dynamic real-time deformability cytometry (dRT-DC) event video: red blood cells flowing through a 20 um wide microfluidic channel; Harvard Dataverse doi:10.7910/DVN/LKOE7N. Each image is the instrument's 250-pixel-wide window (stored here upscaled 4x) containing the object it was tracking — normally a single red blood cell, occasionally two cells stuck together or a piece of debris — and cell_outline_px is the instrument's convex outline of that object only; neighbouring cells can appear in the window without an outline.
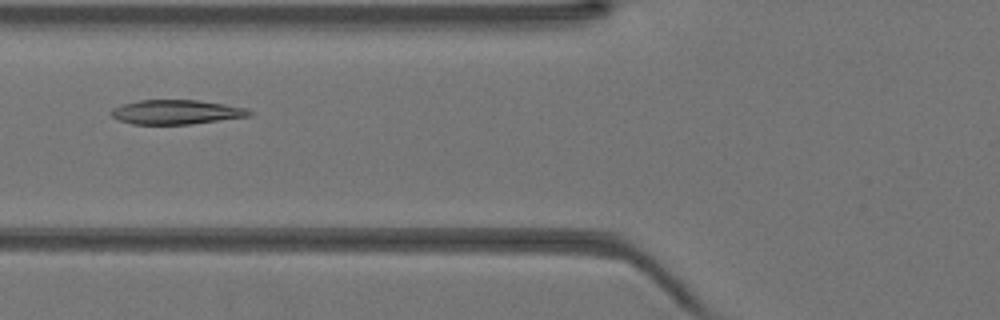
{"species": "Egyptian fruit bat (a non-hibernating species)", "species_latin": "Rousettus aegyptiacus", "temperature_condition": "warm", "stored_images_in_passage": 28, "camera_frame_rate_fps": 3000, "um_per_image_px": 0.085, "animal": {"sex": "female"}, "frame": {"image": 1, "passage_image": 12, "time_ms": 3.667, "image_size_px": [1000, 320], "cell_outline_px": [[252, 116], [192, 124], [132, 124], [120, 120], [112, 116], [108, 112], [112, 108], [120, 104], [140, 100], [196, 100], [224, 104], [244, 108], [252, 112]], "centroid_in_image_um": [14.95, 9.52], "position_along_channel_um": 110.9, "area_um2": 19.65}}
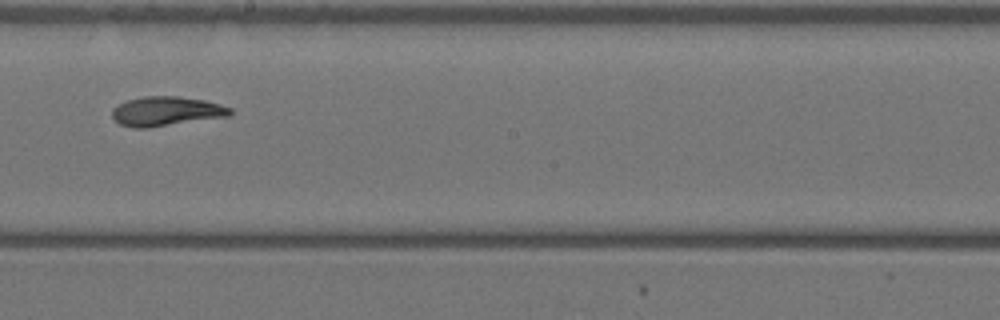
{"frame": {"image": 2, "passage_image": 20, "time_ms": 6.333, "image_size_px": [1000, 320], "cell_outline_px": [[232, 112], [228, 116], [144, 128], [132, 128], [120, 124], [112, 116], [112, 108], [128, 100], [144, 96], [180, 96], [204, 100], [220, 104], [232, 108]], "centroid_in_image_um": [14.12, 9.45], "position_along_channel_um": 234.1, "area_um2": 20.0}}
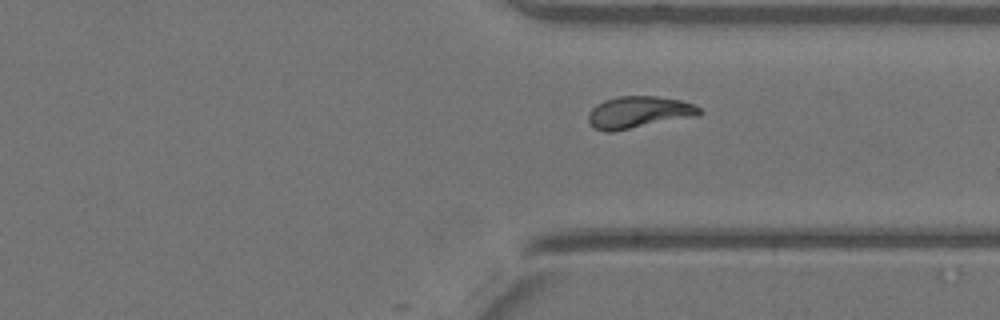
{"frame": {"image": 3, "passage_image": 28, "time_ms": 9.0, "image_size_px": [1000, 320], "cell_outline_px": [[704, 112], [692, 116], [612, 132], [604, 132], [592, 128], [588, 124], [588, 112], [596, 104], [604, 100], [620, 96], [656, 96], [680, 100], [696, 104]], "centroid_in_image_um": [54.22, 9.54], "position_along_channel_um": 357.2, "area_um2": 20.63}}